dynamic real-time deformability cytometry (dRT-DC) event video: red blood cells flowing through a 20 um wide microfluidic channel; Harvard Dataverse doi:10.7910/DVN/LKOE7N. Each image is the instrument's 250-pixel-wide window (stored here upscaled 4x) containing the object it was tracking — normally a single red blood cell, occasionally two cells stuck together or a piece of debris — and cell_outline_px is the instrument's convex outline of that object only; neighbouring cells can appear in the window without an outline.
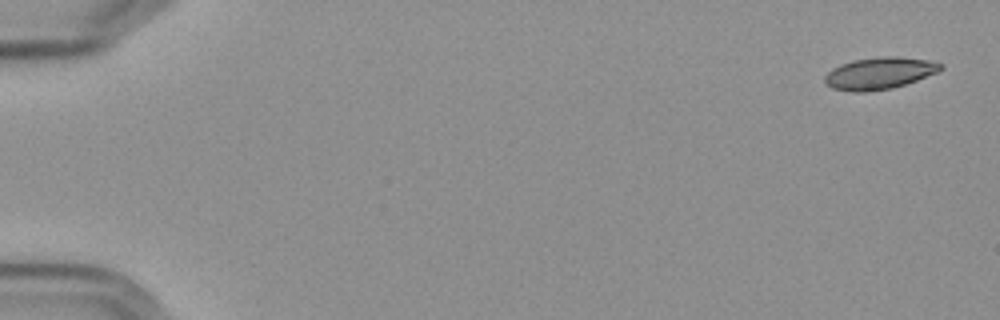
{"species": "Egyptian fruit bat (a non-hibernating species)", "species_latin": "Rousettus aegyptiacus", "temperature_condition": "cold", "stored_images_in_passage": 56, "camera_frame_rate_fps": 3000, "um_per_image_px": 0.085, "frame": {"image": 1, "passage_image": 1, "time_ms": 0.0, "image_size_px": [1000, 320], "cell_outline_px": [[944, 68], [936, 72], [916, 80], [892, 88], [864, 92], [852, 92], [832, 88], [824, 80], [824, 76], [832, 68], [840, 64], [852, 60], [880, 56], [900, 56], [928, 60], [944, 64]], "centroid_in_image_um": [74.74, 6.21], "position_along_channel_um": 10.3, "area_um2": 21.56}}
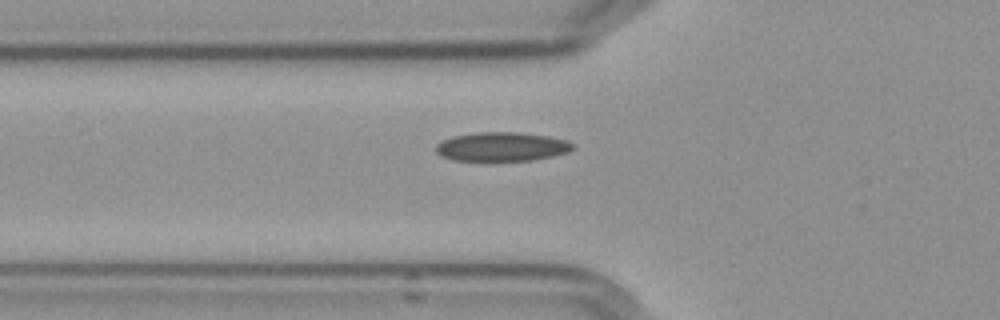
{"frame": {"image": 2, "passage_image": 20, "time_ms": 6.333, "image_size_px": [1000, 320], "cell_outline_px": [[576, 144], [568, 152], [552, 156], [532, 160], [452, 160], [440, 156], [436, 152], [436, 144], [452, 136], [476, 132], [516, 132], [548, 136], [568, 140]], "centroid_in_image_um": [42.65, 12.46], "position_along_channel_um": 83.1, "area_um2": 23.12}}
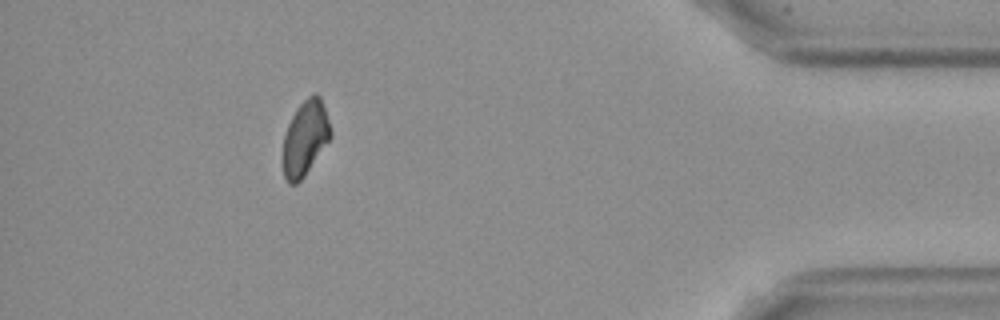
{"frame": {"image": 3, "passage_image": 51, "time_ms": 16.667, "image_size_px": [1000, 320], "cell_outline_px": [[332, 136], [304, 176], [296, 184], [288, 184], [284, 176], [280, 160], [284, 136], [288, 124], [296, 108], [308, 96], [316, 92], [320, 96], [332, 132]], "centroid_in_image_um": [25.89, 11.77], "position_along_channel_um": 409.3, "area_um2": 21.04}}